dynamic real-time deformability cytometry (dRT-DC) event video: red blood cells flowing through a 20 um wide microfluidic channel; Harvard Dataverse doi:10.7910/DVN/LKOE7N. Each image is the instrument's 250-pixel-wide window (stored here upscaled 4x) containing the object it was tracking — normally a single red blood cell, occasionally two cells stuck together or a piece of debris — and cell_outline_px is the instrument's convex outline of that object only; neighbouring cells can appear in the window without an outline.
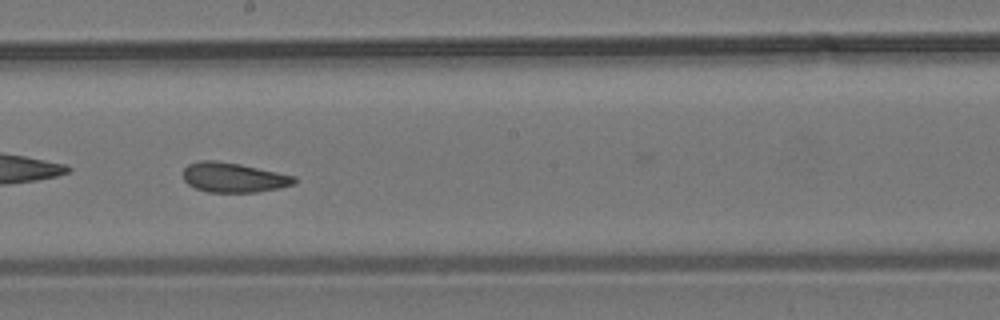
{"species": "common noctule bat (a hibernating species)", "species_latin": "Nyctalus noctula", "temperature_condition": "room temperature", "stored_images_in_passage": 39, "camera_frame_rate_fps": 3000, "um_per_image_px": 0.085, "animal": {"sex": "male", "body_mass_g": 19.2, "forearm_length_mm": 51.8}, "frame": {"image": 1, "passage_image": 13, "time_ms": 4.0, "image_size_px": [1000, 320], "cell_outline_px": [[296, 180], [292, 184], [280, 188], [256, 192], [208, 192], [196, 188], [188, 184], [184, 180], [184, 168], [188, 164], [200, 160], [216, 160], [240, 164], [296, 176]], "centroid_in_image_um": [19.84, 15.08], "position_along_channel_um": 228.4, "area_um2": 19.19}}
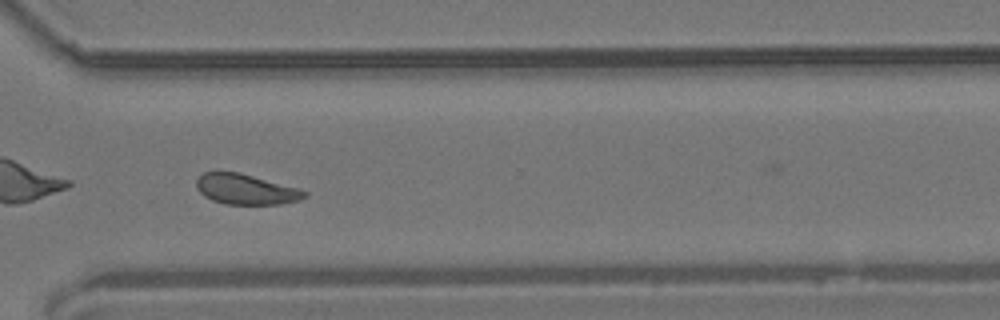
{"frame": {"image": 2, "passage_image": 23, "time_ms": 7.333, "image_size_px": [1000, 320], "cell_outline_px": [[308, 196], [300, 200], [280, 204], [224, 204], [212, 200], [204, 196], [196, 188], [196, 180], [204, 172], [216, 168], [240, 172], [296, 188], [308, 192]], "centroid_in_image_um": [20.82, 16.05], "position_along_channel_um": 349.8, "area_um2": 19.54}, "authors_computed_cell_mechanics": {"area_um2": 19.5364, "velocity_mm_per_s": 3.6452, "shape_relaxation_time_tau1_ms": null, "shape_relaxation_time_tau2_ms": 2.2571, "deformation_change_tau1": null, "deformation_change_tau2": 0.0522}}